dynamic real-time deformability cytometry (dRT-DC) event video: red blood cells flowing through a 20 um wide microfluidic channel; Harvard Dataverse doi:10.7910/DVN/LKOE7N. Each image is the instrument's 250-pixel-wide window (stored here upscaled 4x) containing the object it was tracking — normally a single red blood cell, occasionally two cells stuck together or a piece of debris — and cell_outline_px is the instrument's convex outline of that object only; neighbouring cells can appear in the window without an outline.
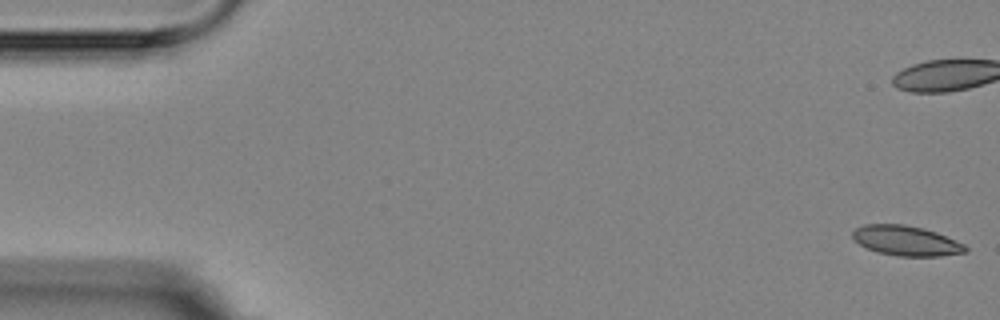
{"species": "Egyptian fruit bat (a non-hibernating species)", "species_latin": "Rousettus aegyptiacus", "temperature_condition": "room temperature", "stored_images_in_passage": 18, "camera_frame_rate_fps": 3000, "um_per_image_px": 0.085, "animal": {"sex": "female"}, "frame": {"image": 1, "passage_image": 1, "time_ms": 0.0, "image_size_px": [1000, 320], "cell_outline_px": [[968, 248], [964, 252], [940, 256], [896, 256], [876, 252], [860, 244], [852, 236], [852, 232], [856, 228], [864, 224], [904, 224], [924, 228], [936, 232], [964, 244]], "centroid_in_image_um": [77.01, 20.46], "position_along_channel_um": 8.0, "area_um2": 19.59}}
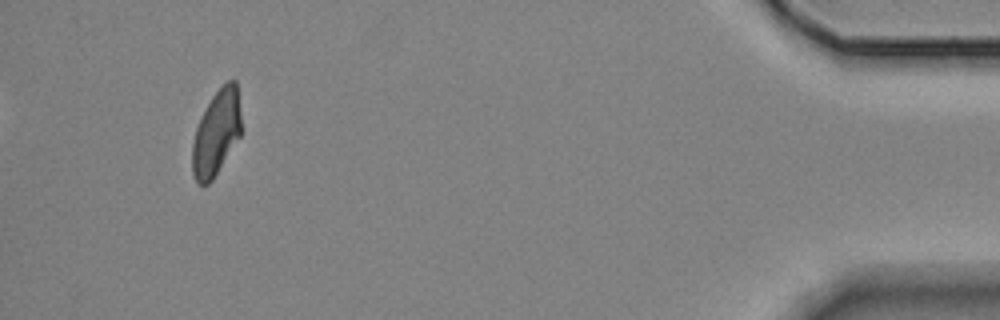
{"frame": {"image": 2, "passage_image": 18, "time_ms": 19.667, "image_size_px": [1000, 320], "cell_outline_px": [[240, 136], [212, 180], [208, 184], [200, 184], [196, 180], [192, 172], [192, 144], [196, 128], [212, 96], [228, 80], [236, 80], [240, 112]], "centroid_in_image_um": [18.38, 11.3], "position_along_channel_um": 416.8, "area_um2": 23.76}, "authors_computed_cell_mechanics": {"area_um2": 19.9699, "velocity_mm_per_s": 3.544, "shape_relaxation_time_tau1_ms": null, "shape_relaxation_time_tau2_ms": 2.8388, "deformation_change_tau1": null, "deformation_change_tau2": 0.0679}}